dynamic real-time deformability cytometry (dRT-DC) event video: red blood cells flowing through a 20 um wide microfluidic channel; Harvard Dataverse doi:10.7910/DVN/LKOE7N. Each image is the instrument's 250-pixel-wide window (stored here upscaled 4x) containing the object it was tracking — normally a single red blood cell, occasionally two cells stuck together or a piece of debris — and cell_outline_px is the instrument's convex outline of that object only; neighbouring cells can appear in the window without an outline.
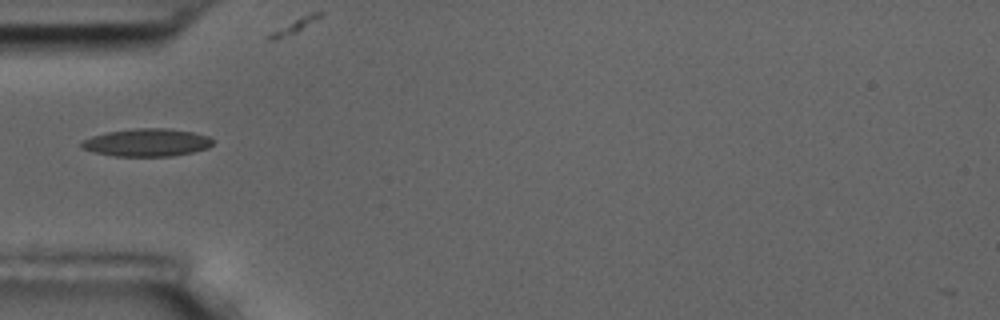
{"species": "common noctule bat (a hibernating species)", "species_latin": "Nyctalus noctula", "temperature_condition": "room temperature", "stored_images_in_passage": 2, "camera_frame_rate_fps": 3000, "um_per_image_px": 0.085, "animal": {"sex": "male", "body_mass_g": 17.5, "forearm_length_mm": 52.3}, "frame": {"image": 1, "passage_image": 1, "time_ms": 0.0, "image_size_px": [1000, 320], "cell_outline_px": [[216, 140], [208, 148], [192, 152], [172, 156], [116, 156], [96, 152], [84, 148], [80, 144], [84, 140], [92, 136], [108, 132], [136, 128], [164, 128], [192, 132], [208, 136]], "centroid_in_image_um": [12.54, 12.11], "position_along_channel_um": 72.5, "area_um2": 20.98}}